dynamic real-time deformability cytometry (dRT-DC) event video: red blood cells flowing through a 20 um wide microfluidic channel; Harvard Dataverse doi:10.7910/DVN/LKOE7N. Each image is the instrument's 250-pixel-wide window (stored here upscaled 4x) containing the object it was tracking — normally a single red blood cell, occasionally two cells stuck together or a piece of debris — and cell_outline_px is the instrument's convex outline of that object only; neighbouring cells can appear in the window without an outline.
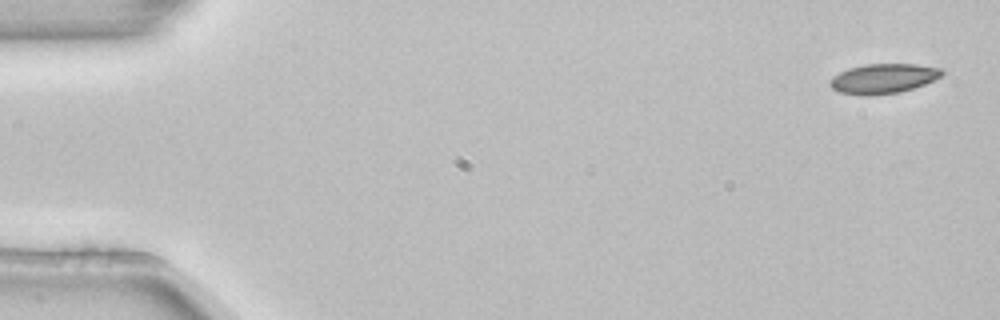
{"species": "common noctule bat (a hibernating species)", "species_latin": "Nyctalus noctula", "temperature_condition": "room temperature", "stored_images_in_passage": 4, "camera_frame_rate_fps": 3000, "um_per_image_px": 0.085, "animal": {"sex": "female", "body_mass_g": 22.7, "forearm_length_mm": 54.2}, "frame": {"image": 1, "passage_image": 1, "time_ms": 0.0, "image_size_px": [1000, 320], "cell_outline_px": [[944, 72], [940, 76], [924, 84], [900, 92], [868, 96], [860, 96], [840, 92], [832, 88], [828, 84], [828, 80], [832, 76], [848, 68], [864, 64], [916, 64], [940, 68]], "centroid_in_image_um": [75.01, 6.68], "position_along_channel_um": 10.0, "area_um2": 19.48}}
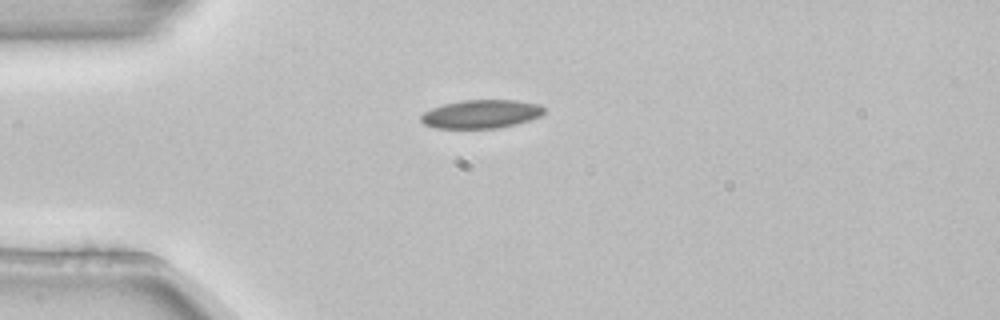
{"frame": {"image": 2, "passage_image": 4, "time_ms": 1.0, "image_size_px": [1000, 320], "cell_outline_px": [[544, 112], [540, 116], [516, 124], [496, 128], [436, 128], [424, 124], [420, 120], [420, 116], [424, 112], [432, 108], [444, 104], [464, 100], [516, 100], [540, 104], [544, 108]], "centroid_in_image_um": [40.89, 9.69], "position_along_channel_um": 44.1, "area_um2": 20.35}}